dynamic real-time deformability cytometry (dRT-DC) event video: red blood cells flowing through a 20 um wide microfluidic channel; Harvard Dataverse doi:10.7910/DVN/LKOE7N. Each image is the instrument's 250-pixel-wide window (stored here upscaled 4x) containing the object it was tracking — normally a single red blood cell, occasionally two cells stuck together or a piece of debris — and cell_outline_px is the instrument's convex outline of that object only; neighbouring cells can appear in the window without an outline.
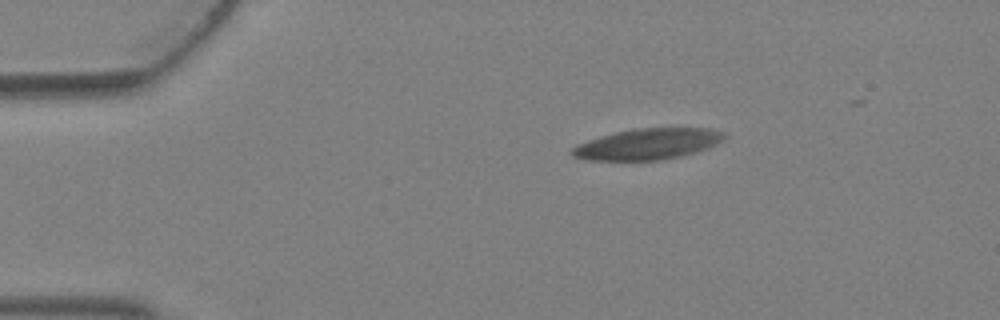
{"species": "Egyptian fruit bat (a non-hibernating species)", "species_latin": "Rousettus aegyptiacus", "temperature_condition": "warm", "stored_images_in_passage": 3, "camera_frame_rate_fps": 3000, "um_per_image_px": 0.085, "animal": {"sex": "female"}, "frame": {"image": 1, "passage_image": 1, "time_ms": 0.0, "image_size_px": [1000, 320], "cell_outline_px": [[728, 136], [724, 140], [708, 148], [680, 156], [660, 160], [584, 160], [572, 156], [572, 148], [576, 144], [600, 136], [632, 128], [712, 128], [728, 132]], "centroid_in_image_um": [55.1, 12.23], "position_along_channel_um": 29.9, "area_um2": 27.74}}